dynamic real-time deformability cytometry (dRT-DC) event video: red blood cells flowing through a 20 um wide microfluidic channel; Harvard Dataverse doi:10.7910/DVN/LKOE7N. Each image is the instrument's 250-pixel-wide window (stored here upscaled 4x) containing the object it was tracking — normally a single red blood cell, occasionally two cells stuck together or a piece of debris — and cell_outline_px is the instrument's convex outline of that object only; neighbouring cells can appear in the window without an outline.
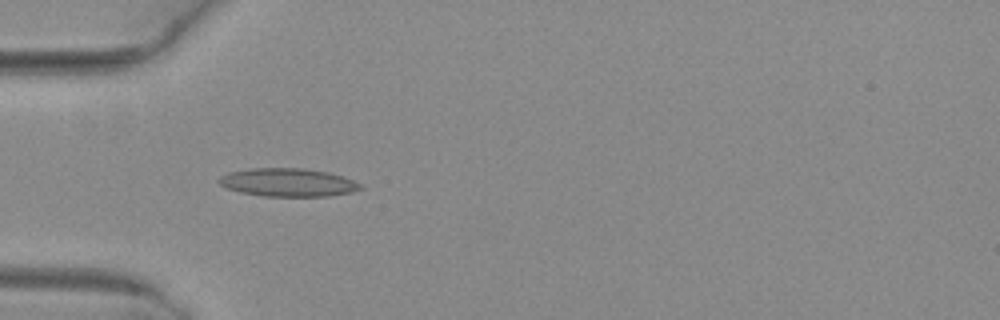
{"species": "common noctule bat (a hibernating species)", "species_latin": "Nyctalus noctula", "temperature_condition": "warm", "stored_images_in_passage": 5, "camera_frame_rate_fps": 3000, "um_per_image_px": 0.085, "animal": {"sex": "female", "body_mass_g": 29.2, "forearm_length_mm": 56.3}, "frame": {"image": 1, "passage_image": 4, "time_ms": 1.0, "image_size_px": [1000, 320], "cell_outline_px": [[364, 188], [352, 192], [328, 196], [264, 196], [240, 192], [228, 188], [220, 184], [220, 176], [232, 172], [252, 168], [304, 168], [328, 172], [352, 180], [360, 184]], "centroid_in_image_um": [24.51, 15.51], "position_along_channel_um": 60.5, "area_um2": 22.95}}
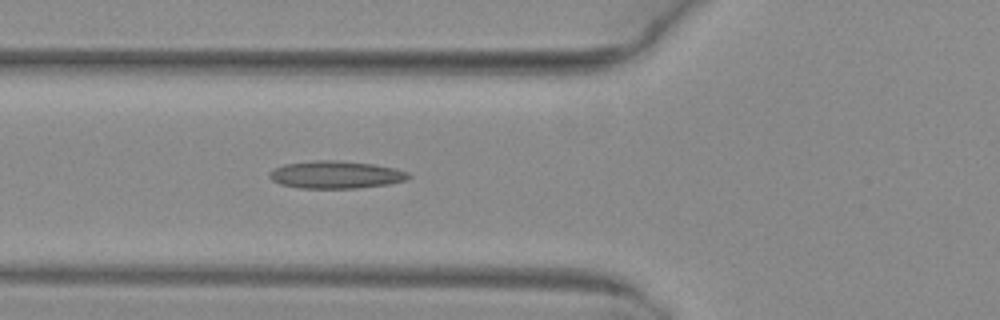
{"frame": {"image": 2, "passage_image": 5, "time_ms": 1.333, "image_size_px": [1000, 320], "cell_outline_px": [[412, 176], [408, 180], [388, 184], [360, 188], [300, 188], [280, 184], [272, 180], [268, 176], [268, 172], [284, 164], [312, 160], [336, 160], [372, 164], [392, 168], [408, 172]], "centroid_in_image_um": [28.54, 14.85], "position_along_channel_um": 97.3, "area_um2": 22.37}}